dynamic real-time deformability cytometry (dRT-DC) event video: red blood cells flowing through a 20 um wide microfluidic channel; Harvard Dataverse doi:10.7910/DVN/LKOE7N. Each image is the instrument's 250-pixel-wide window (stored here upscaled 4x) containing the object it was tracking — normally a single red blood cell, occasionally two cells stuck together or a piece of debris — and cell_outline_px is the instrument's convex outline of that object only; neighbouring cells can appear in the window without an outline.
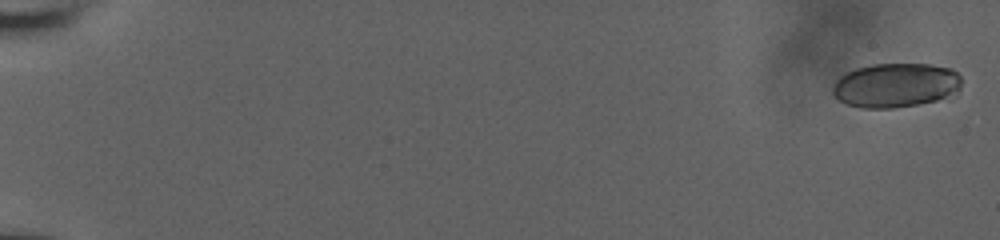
{"species": "human", "species_latin": "Homo sapiens", "temperature_condition": "room temperature", "stored_images_in_passage": 16, "camera_frame_rate_fps": 3000, "um_per_image_px": 0.085, "donor": {"sex": "male"}, "frame": {"image": 1, "passage_image": 1, "time_ms": 0.0, "image_size_px": [1000, 240], "cell_outline_px": [[960, 88], [936, 100], [916, 104], [892, 108], [864, 108], [848, 104], [840, 100], [832, 92], [832, 88], [836, 80], [840, 76], [856, 68], [872, 64], [928, 64], [952, 68], [960, 76]], "centroid_in_image_um": [76.1, 7.23], "position_along_channel_um": 8.9, "area_um2": 32.83}}
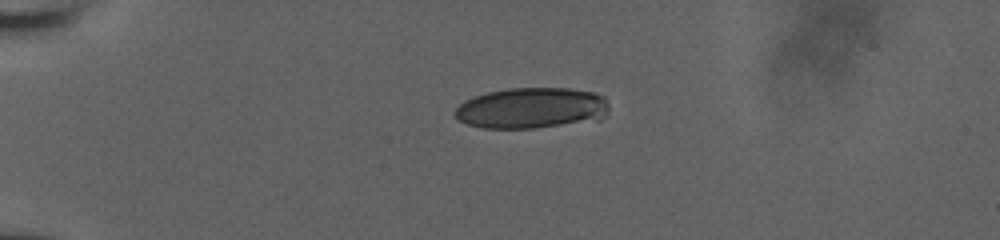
{"frame": {"image": 2, "passage_image": 11, "time_ms": 3.333, "image_size_px": [1000, 240], "cell_outline_px": [[608, 112], [600, 120], [536, 128], [484, 128], [468, 124], [460, 120], [452, 112], [464, 100], [472, 96], [488, 92], [508, 88], [568, 88], [592, 92], [604, 96], [608, 104]], "centroid_in_image_um": [45.19, 9.18], "position_along_channel_um": 39.8, "area_um2": 36.93}}